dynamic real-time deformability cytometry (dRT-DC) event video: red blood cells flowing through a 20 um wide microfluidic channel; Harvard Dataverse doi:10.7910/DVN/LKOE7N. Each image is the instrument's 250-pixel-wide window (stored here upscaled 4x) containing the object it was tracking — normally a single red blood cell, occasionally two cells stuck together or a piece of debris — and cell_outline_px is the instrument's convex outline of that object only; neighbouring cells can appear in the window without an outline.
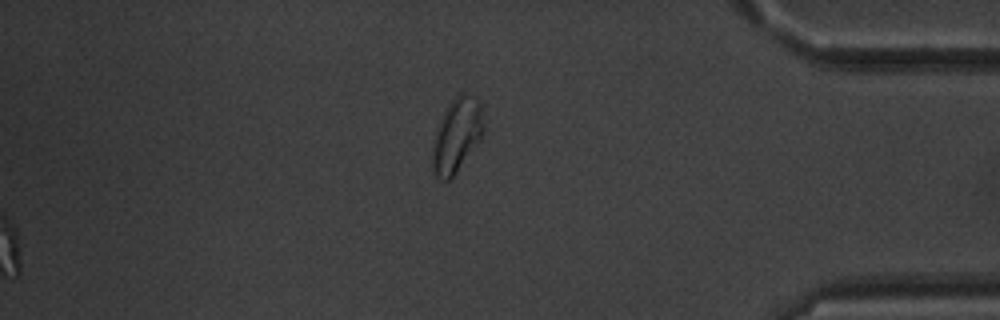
{"species": "common noctule bat (a hibernating species)", "species_latin": "Nyctalus noctula", "temperature_condition": "warm", "stored_images_in_passage": 47, "segment_of_instrument_passage": [2, 2], "camera_frame_rate_fps": 3000, "um_per_image_px": 0.085, "animal": {"sex": "male", "body_mass_g": 20.1, "forearm_length_mm": 53.5}, "frame": {"image": 1, "passage_image": 47, "time_ms": 15.333, "image_size_px": [1000, 320], "cell_outline_px": [[484, 132], [480, 140], [456, 172], [448, 180], [440, 180], [432, 172], [432, 140], [436, 128], [444, 112], [452, 100], [460, 92], [464, 92], [476, 100], [480, 104], [484, 128]], "centroid_in_image_um": [38.79, 11.52], "position_along_channel_um": 396.4, "area_um2": 21.96}}